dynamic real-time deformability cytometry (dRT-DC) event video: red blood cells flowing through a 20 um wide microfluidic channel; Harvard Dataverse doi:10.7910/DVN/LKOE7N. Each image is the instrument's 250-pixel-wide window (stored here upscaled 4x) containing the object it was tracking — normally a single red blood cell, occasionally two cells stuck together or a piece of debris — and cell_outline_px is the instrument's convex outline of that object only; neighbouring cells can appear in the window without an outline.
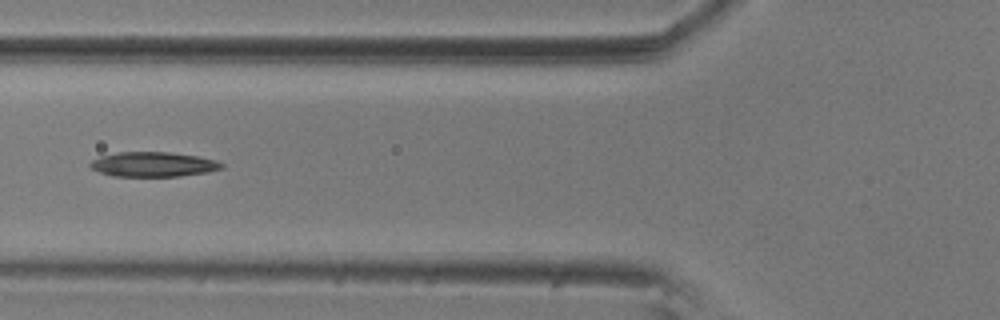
{"species": "common noctule bat (a hibernating species)", "species_latin": "Nyctalus noctula", "temperature_condition": "room temperature", "stored_images_in_passage": 13, "segment_of_instrument_passage": [1, 2], "camera_frame_rate_fps": 3000, "um_per_image_px": 0.085, "animal": {"sex": "male", "body_mass_g": 20.5, "forearm_length_mm": 52.5}, "frame": {"image": 1, "passage_image": 5, "time_ms": 1.333, "image_size_px": [1000, 320], "cell_outline_px": [[224, 168], [208, 172], [180, 176], [112, 176], [100, 172], [92, 168], [88, 164], [92, 160], [100, 156], [116, 152], [168, 152], [196, 156], [216, 160], [224, 164]], "centroid_in_image_um": [13.02, 13.97], "position_along_channel_um": 112.8, "area_um2": 18.96}}
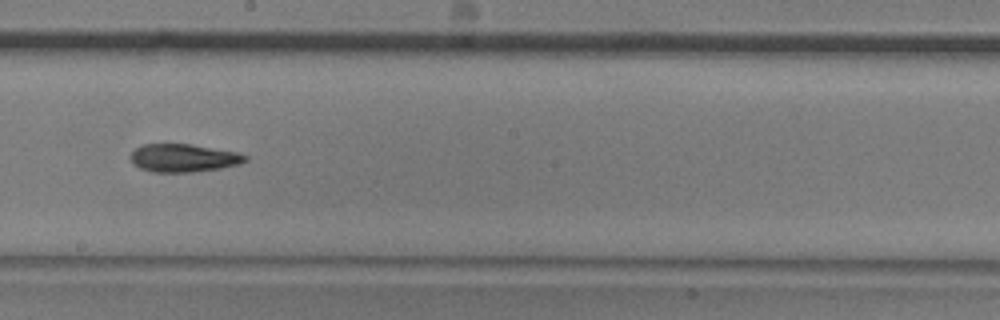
{"frame": {"image": 2, "passage_image": 8, "time_ms": 2.333, "image_size_px": [1000, 320], "cell_outline_px": [[248, 160], [240, 164], [220, 168], [192, 172], [152, 172], [140, 168], [132, 164], [128, 156], [140, 144], [188, 144], [236, 152], [248, 156]], "centroid_in_image_um": [15.55, 13.43], "position_along_channel_um": 232.7, "area_um2": 18.79}}
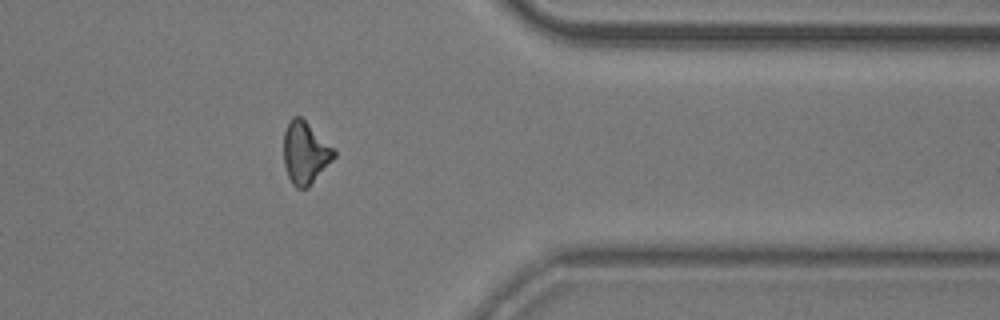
{"frame": {"image": 3, "passage_image": 12, "time_ms": 3.667, "image_size_px": [1000, 320], "cell_outline_px": [[336, 156], [308, 188], [296, 188], [292, 184], [288, 176], [284, 164], [284, 132], [288, 120], [292, 116], [300, 116], [336, 152]], "centroid_in_image_um": [25.91, 13.0], "position_along_channel_um": 385.5, "area_um2": 17.98}}